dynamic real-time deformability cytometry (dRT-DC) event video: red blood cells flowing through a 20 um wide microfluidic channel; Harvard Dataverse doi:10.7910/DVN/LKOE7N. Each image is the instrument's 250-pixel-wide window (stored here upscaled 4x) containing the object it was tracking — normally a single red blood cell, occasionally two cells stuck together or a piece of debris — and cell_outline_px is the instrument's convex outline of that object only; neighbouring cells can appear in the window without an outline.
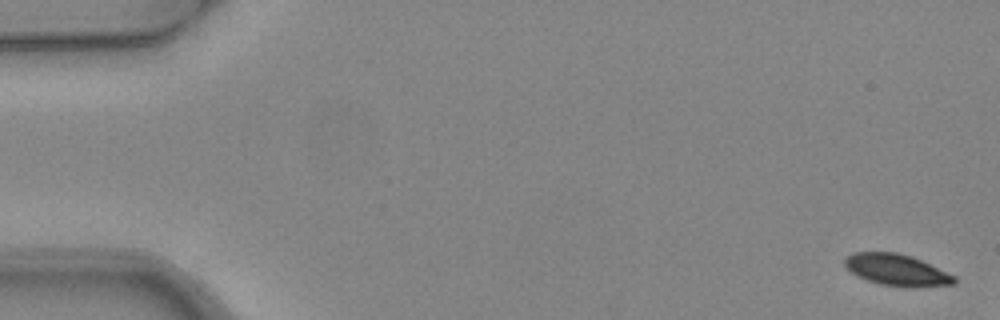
{"species": "common noctule bat (a hibernating species)", "species_latin": "Nyctalus noctula", "temperature_condition": "warm", "stored_images_in_passage": 6, "segment_of_instrument_passage": [2, 2], "camera_frame_rate_fps": 3000, "um_per_image_px": 0.085, "animal": {"sex": "female", "body_mass_g": 24.6, "forearm_length_mm": 56.2}, "frame": {"image": 1, "passage_image": 6, "time_ms": 1.667, "image_size_px": [1000, 320], "cell_outline_px": [[956, 284], [912, 288], [908, 288], [880, 284], [868, 280], [852, 272], [844, 264], [844, 260], [852, 252], [896, 252], [912, 256], [956, 276]], "centroid_in_image_um": [76.27, 22.95], "position_along_channel_um": 8.7, "area_um2": 20.11}}